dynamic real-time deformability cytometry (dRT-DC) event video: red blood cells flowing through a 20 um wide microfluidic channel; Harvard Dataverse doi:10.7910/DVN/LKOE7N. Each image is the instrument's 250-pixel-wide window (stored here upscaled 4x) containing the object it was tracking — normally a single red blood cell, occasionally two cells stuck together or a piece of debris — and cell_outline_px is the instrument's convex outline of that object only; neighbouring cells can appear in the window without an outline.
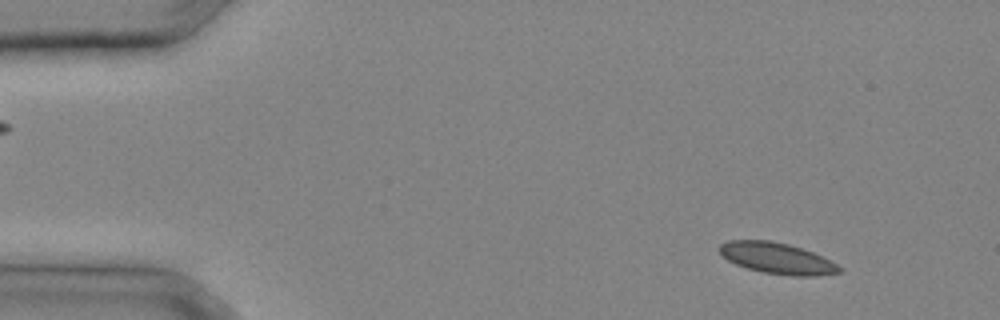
{"species": "common noctule bat (a hibernating species)", "species_latin": "Nyctalus noctula", "temperature_condition": "cold", "stored_images_in_passage": 31, "camera_frame_rate_fps": 3000, "um_per_image_px": 0.085, "animal": {"sex": "male", "body_mass_g": 20.4}, "frame": {"image": 1, "passage_image": 3, "time_ms": 0.667, "image_size_px": [1000, 320], "cell_outline_px": [[844, 268], [840, 272], [816, 276], [792, 276], [764, 272], [748, 268], [736, 264], [728, 260], [720, 252], [720, 244], [728, 240], [768, 240], [788, 244], [812, 252]], "centroid_in_image_um": [66.05, 21.95], "position_along_channel_um": 19.0, "area_um2": 21.39}}
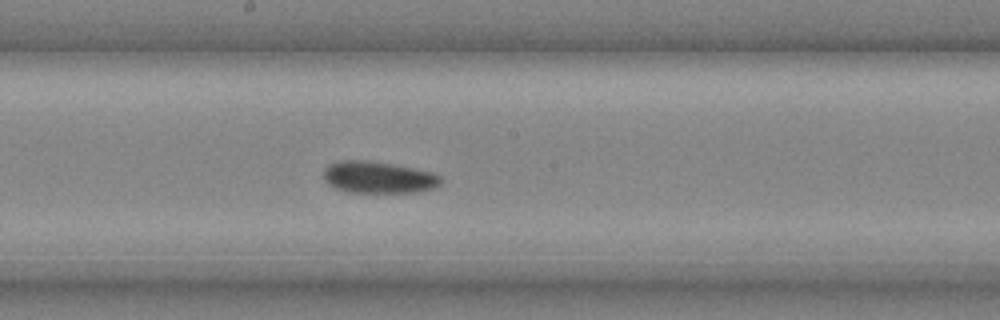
{"frame": {"image": 2, "passage_image": 17, "time_ms": 5.333, "image_size_px": [1000, 320], "cell_outline_px": [[440, 184], [436, 188], [420, 192], [348, 192], [336, 188], [328, 184], [324, 180], [324, 168], [328, 164], [340, 160], [368, 160], [392, 164], [432, 172], [440, 176]], "centroid_in_image_um": [32.15, 15.07], "position_along_channel_um": 216.1, "area_um2": 21.79}}
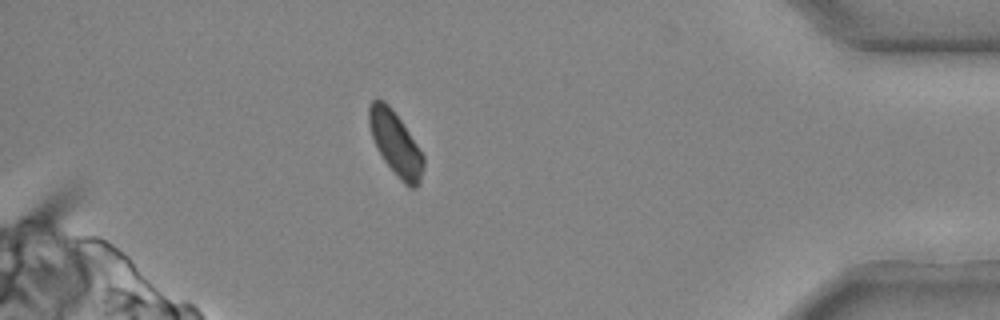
{"frame": {"image": 3, "passage_image": 28, "time_ms": 9.0, "image_size_px": [1000, 320], "cell_outline_px": [[424, 164], [420, 184], [416, 188], [408, 188], [400, 180], [384, 160], [376, 148], [368, 124], [368, 108], [372, 100], [376, 96], [384, 100], [392, 108], [424, 156]], "centroid_in_image_um": [33.6, 12.19], "position_along_channel_um": 401.6, "area_um2": 20.29}}